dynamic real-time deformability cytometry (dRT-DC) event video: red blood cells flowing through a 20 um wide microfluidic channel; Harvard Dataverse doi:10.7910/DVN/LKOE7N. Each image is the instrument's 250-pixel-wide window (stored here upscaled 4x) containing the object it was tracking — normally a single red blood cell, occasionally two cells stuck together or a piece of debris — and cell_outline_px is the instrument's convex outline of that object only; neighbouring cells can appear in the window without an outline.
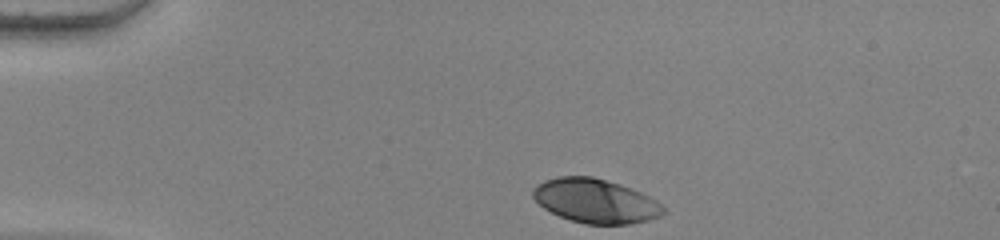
{"species": "human", "species_latin": "Homo sapiens", "temperature_condition": "warm", "stored_images_in_passage": 36, "camera_frame_rate_fps": 3000, "um_per_image_px": 0.085, "donor": {"sex": "female"}, "frame": {"image": 1, "passage_image": 1, "time_ms": 0.0, "image_size_px": [1000, 240], "cell_outline_px": [[664, 212], [660, 216], [648, 220], [628, 224], [584, 224], [560, 216], [544, 208], [532, 196], [532, 188], [536, 184], [544, 180], [560, 176], [592, 176], [620, 184], [640, 192], [648, 196], [660, 204], [664, 208]], "centroid_in_image_um": [50.58, 17.07], "position_along_channel_um": 34.4, "area_um2": 33.29}}
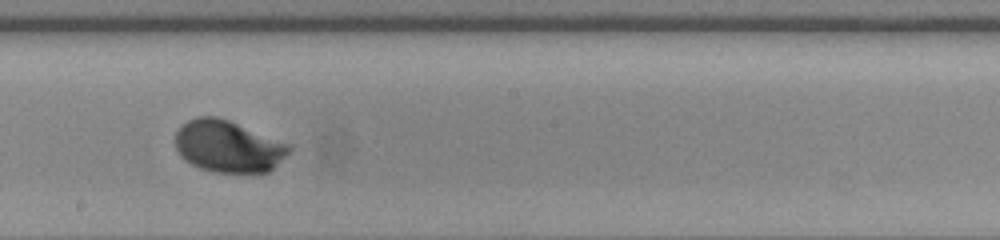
{"frame": {"image": 2, "passage_image": 21, "time_ms": 6.667, "image_size_px": [1000, 240], "cell_outline_px": [[292, 148], [268, 172], [212, 172], [200, 168], [184, 160], [180, 156], [176, 148], [176, 132], [188, 120], [196, 116], [216, 116], [228, 120], [292, 144]], "centroid_in_image_um": [19.38, 12.43], "position_along_channel_um": 228.8, "area_um2": 34.22}}
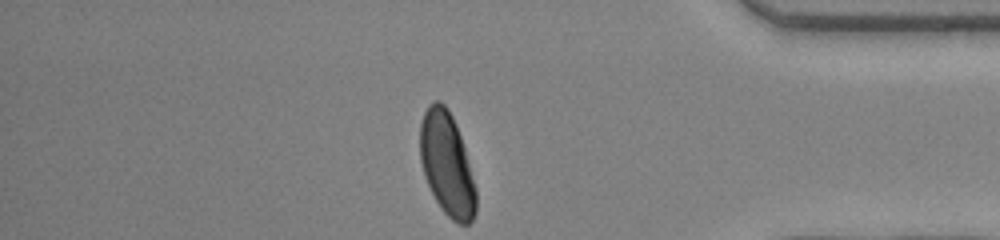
{"frame": {"image": 3, "passage_image": 36, "time_ms": 11.667, "image_size_px": [1000, 240], "cell_outline_px": [[476, 212], [472, 220], [468, 224], [460, 224], [452, 220], [444, 212], [436, 200], [424, 176], [420, 160], [420, 124], [424, 112], [428, 104], [432, 100], [440, 100], [448, 108], [456, 124], [464, 148], [476, 188]], "centroid_in_image_um": [37.98, 13.93], "position_along_channel_um": 397.2, "area_um2": 33.58}, "authors_computed_cell_mechanics": {"area_um2": 34.1598, "velocity_mm_per_s": 3.8278, "shape_relaxation_time_tau1_ms": 1.7664, "shape_relaxation_time_tau2_ms": null, "deformation_change_tau1": 0.1436, "deformation_change_tau2": null}}